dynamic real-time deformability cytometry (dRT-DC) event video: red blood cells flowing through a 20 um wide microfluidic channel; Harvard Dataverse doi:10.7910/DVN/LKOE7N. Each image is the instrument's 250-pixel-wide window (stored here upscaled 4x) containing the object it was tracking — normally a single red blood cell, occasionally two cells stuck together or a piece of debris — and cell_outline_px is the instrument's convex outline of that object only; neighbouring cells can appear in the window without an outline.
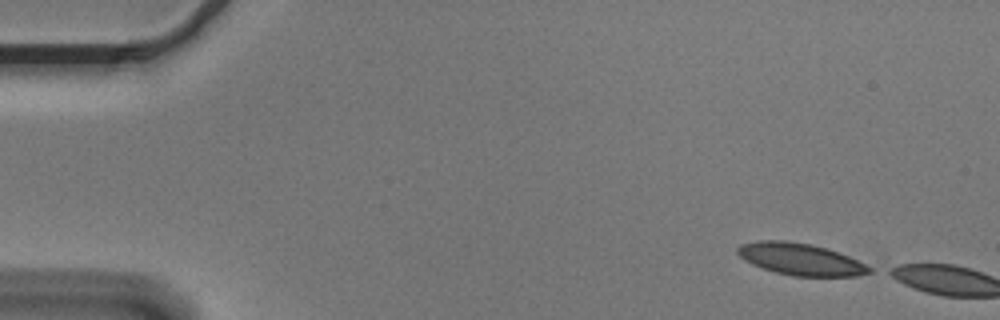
{"species": "Egyptian fruit bat (a non-hibernating species)", "species_latin": "Rousettus aegyptiacus", "temperature_condition": "cold", "stored_images_in_passage": 3, "camera_frame_rate_fps": 3000, "um_per_image_px": 0.085, "animal": {"sex": "male"}, "frame": {"image": 1, "passage_image": 1, "time_ms": 0.0, "image_size_px": [1000, 320], "cell_outline_px": [[872, 272], [856, 276], [792, 276], [776, 272], [752, 264], [744, 260], [736, 252], [736, 248], [740, 244], [760, 240], [784, 240], [812, 244], [848, 256], [872, 268]], "centroid_in_image_um": [68.0, 22.03], "position_along_channel_um": 17.0, "area_um2": 24.28}}